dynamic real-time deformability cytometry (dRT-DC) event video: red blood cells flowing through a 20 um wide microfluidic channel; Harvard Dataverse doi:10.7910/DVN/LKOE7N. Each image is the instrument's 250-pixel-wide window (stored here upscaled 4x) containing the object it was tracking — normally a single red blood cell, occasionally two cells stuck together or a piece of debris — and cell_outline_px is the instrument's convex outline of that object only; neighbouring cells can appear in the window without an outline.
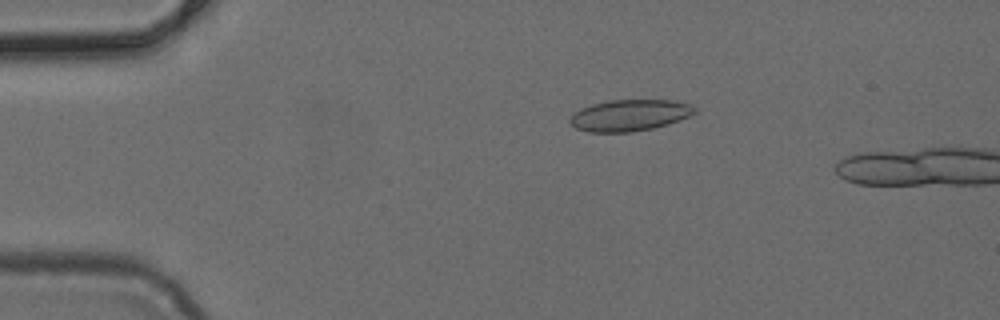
{"species": "common noctule bat (a hibernating species)", "species_latin": "Nyctalus noctula", "temperature_condition": "cold", "stored_images_in_passage": 13, "camera_frame_rate_fps": 3000, "um_per_image_px": 0.085, "animal": {"sex": "female", "body_mass_g": 24.6, "forearm_length_mm": 56.2}, "frame": {"image": 1, "passage_image": 10, "time_ms": 3.0, "image_size_px": [1000, 320], "cell_outline_px": [[696, 112], [680, 120], [668, 124], [652, 128], [632, 132], [588, 132], [576, 128], [568, 120], [580, 108], [592, 104], [608, 100], [672, 100], [688, 104], [696, 108]], "centroid_in_image_um": [53.51, 9.8], "position_along_channel_um": 31.5, "area_um2": 22.72}}